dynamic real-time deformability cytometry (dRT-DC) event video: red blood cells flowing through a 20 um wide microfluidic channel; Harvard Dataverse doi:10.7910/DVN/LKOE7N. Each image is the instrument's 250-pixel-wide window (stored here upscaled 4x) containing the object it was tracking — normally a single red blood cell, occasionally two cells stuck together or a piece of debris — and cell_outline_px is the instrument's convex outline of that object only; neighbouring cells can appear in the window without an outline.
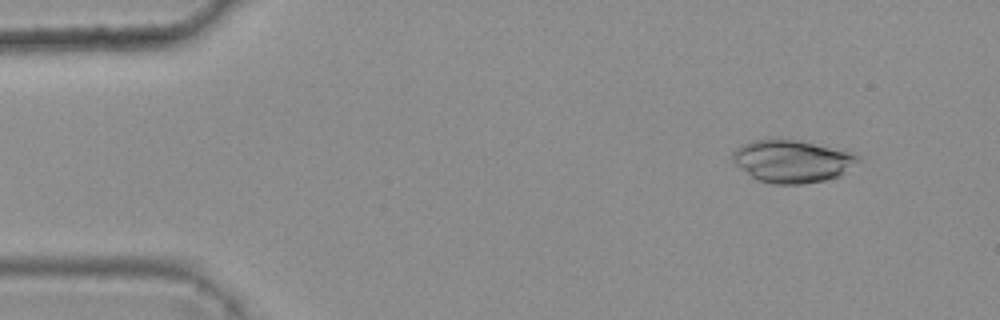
{"species": "common noctule bat (a hibernating species)", "species_latin": "Nyctalus noctula", "temperature_condition": "warm", "stored_images_in_passage": 4, "camera_frame_rate_fps": 3000, "um_per_image_px": 0.085, "animal": {"sex": "female", "body_mass_g": 25.1}, "frame": {"image": 1, "passage_image": 1, "time_ms": 0.0, "image_size_px": [1000, 320], "cell_outline_px": [[860, 160], [840, 176], [824, 180], [804, 184], [776, 184], [756, 180], [740, 168], [732, 160], [732, 152], [736, 148], [752, 140], [800, 140], [848, 152], [860, 156]], "centroid_in_image_um": [67.31, 13.72], "position_along_channel_um": 17.7, "area_um2": 30.75}}